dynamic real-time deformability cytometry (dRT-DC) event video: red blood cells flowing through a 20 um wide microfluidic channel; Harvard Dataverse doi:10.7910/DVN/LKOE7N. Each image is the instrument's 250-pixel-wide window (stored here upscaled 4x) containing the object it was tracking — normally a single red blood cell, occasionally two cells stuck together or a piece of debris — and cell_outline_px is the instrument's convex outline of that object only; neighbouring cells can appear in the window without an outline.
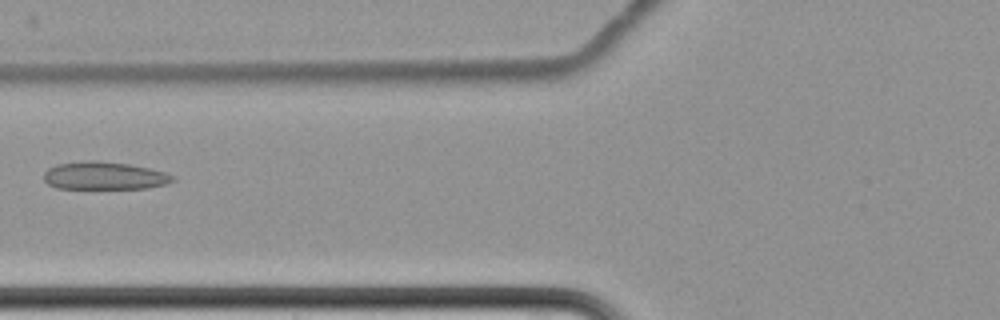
{"species": "common noctule bat (a hibernating species)", "species_latin": "Nyctalus noctula", "temperature_condition": "cold", "stored_images_in_passage": 6, "camera_frame_rate_fps": 3000, "um_per_image_px": 0.085, "animal": {"sex": "female", "body_mass_g": 22.7, "forearm_length_mm": 54.2}, "frame": {"image": 1, "passage_image": 6, "time_ms": 6.333, "image_size_px": [1000, 320], "cell_outline_px": [[176, 180], [164, 184], [148, 188], [56, 188], [48, 184], [44, 180], [44, 172], [48, 168], [56, 164], [88, 160], [100, 160], [128, 164], [148, 168], [164, 172], [176, 176]], "centroid_in_image_um": [8.86, 14.93], "position_along_channel_um": 116.9, "area_um2": 20.92}}